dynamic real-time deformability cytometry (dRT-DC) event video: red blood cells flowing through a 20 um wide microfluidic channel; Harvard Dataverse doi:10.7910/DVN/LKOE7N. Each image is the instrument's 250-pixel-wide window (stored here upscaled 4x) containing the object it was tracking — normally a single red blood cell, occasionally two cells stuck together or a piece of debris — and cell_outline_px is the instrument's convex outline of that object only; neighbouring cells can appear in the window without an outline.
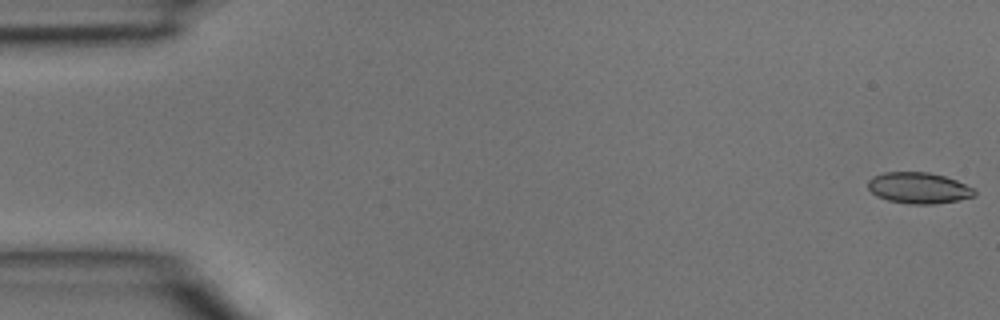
{"species": "common noctule bat (a hibernating species)", "species_latin": "Nyctalus noctula", "temperature_condition": "room temperature", "stored_images_in_passage": 4, "camera_frame_rate_fps": 3000, "um_per_image_px": 0.085, "animal": {"sex": "male", "body_mass_g": 15.6}, "frame": {"image": 1, "passage_image": 1, "time_ms": 0.0, "image_size_px": [1000, 320], "cell_outline_px": [[976, 196], [960, 200], [936, 204], [908, 204], [888, 200], [876, 196], [868, 188], [868, 180], [872, 176], [884, 172], [928, 172], [944, 176], [956, 180], [972, 188], [976, 192]], "centroid_in_image_um": [78.08, 15.98], "position_along_channel_um": 6.9, "area_um2": 19.42}}
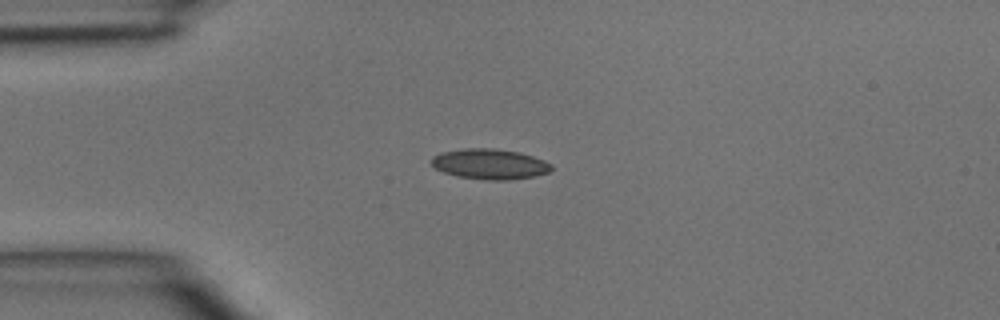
{"frame": {"image": 2, "passage_image": 4, "time_ms": 1.0, "image_size_px": [1000, 320], "cell_outline_px": [[552, 168], [548, 172], [532, 176], [508, 180], [488, 180], [460, 176], [444, 172], [436, 168], [428, 160], [432, 156], [440, 152], [464, 148], [496, 148], [520, 152], [544, 160], [552, 164]], "centroid_in_image_um": [41.61, 13.92], "position_along_channel_um": 43.4, "area_um2": 21.21}}